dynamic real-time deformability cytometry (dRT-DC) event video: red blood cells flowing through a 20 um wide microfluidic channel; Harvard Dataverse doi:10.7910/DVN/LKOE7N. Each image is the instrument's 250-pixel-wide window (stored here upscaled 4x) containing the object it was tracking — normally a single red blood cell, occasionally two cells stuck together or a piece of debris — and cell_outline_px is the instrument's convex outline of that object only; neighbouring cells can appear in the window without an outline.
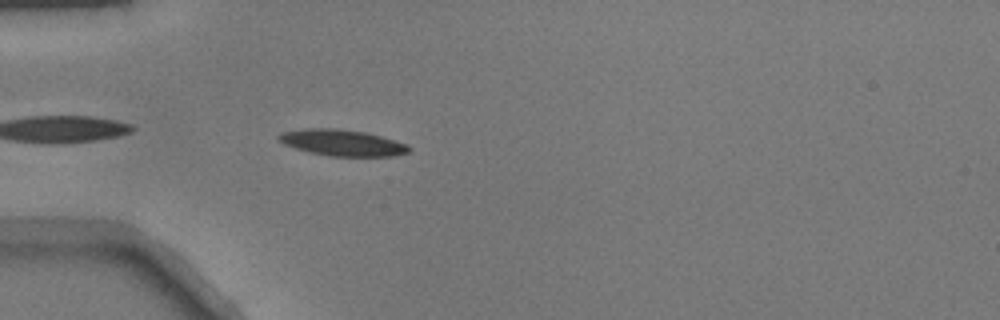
{"species": "common noctule bat (a hibernating species)", "species_latin": "Nyctalus noctula", "temperature_condition": "warm", "stored_images_in_passage": 39, "camera_frame_rate_fps": 3000, "um_per_image_px": 0.085, "animal": {"sex": "male", "body_mass_g": 17.9}, "frame": {"image": 1, "passage_image": 3, "time_ms": 0.667, "image_size_px": [1000, 320], "cell_outline_px": [[412, 148], [408, 152], [392, 156], [332, 156], [312, 152], [296, 148], [284, 144], [276, 136], [280, 132], [304, 128], [336, 128], [364, 132], [380, 136], [408, 144]], "centroid_in_image_um": [29.09, 12.12], "position_along_channel_um": 55.9, "area_um2": 19.77}}
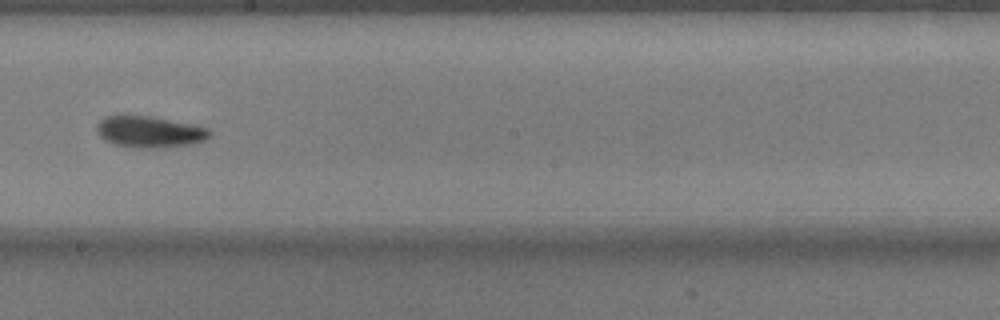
{"frame": {"image": 2, "passage_image": 17, "time_ms": 5.333, "image_size_px": [1000, 320], "cell_outline_px": [[212, 132], [204, 140], [196, 144], [168, 148], [136, 148], [116, 144], [104, 140], [96, 132], [96, 124], [104, 116], [148, 116], [208, 128]], "centroid_in_image_um": [12.7, 11.23], "position_along_channel_um": 235.5, "area_um2": 20.63}}
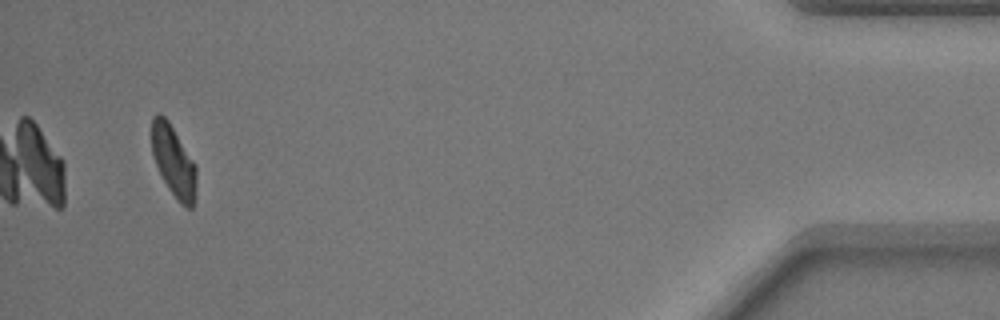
{"frame": {"image": 3, "passage_image": 36, "time_ms": 11.667, "image_size_px": [1000, 320], "cell_outline_px": [[196, 184], [192, 208], [188, 208], [180, 204], [176, 200], [168, 188], [156, 164], [152, 152], [152, 116], [156, 112], [160, 112], [168, 120], [196, 164]], "centroid_in_image_um": [14.75, 13.68], "position_along_channel_um": 420.4, "area_um2": 18.5}}